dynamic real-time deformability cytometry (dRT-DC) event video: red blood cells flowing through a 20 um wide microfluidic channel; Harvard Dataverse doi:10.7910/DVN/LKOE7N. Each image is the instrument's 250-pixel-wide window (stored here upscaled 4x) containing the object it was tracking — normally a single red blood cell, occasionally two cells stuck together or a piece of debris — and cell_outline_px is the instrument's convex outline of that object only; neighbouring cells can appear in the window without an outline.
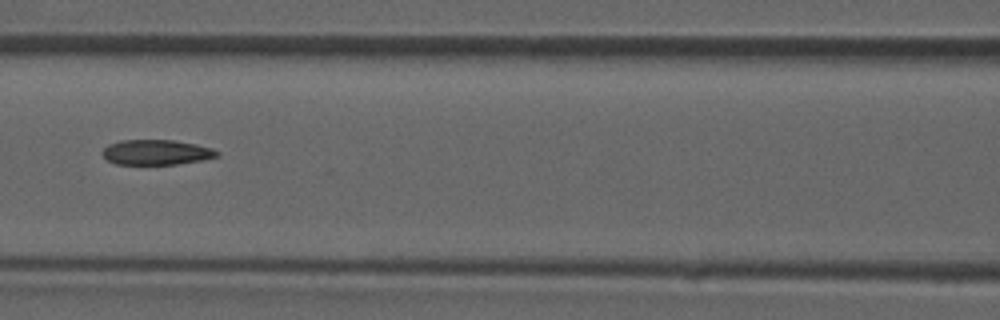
{"species": "common noctule bat (a hibernating species)", "species_latin": "Nyctalus noctula", "temperature_condition": "room temperature", "stored_images_in_passage": 47, "camera_frame_rate_fps": 3000, "um_per_image_px": 0.085, "animal": {"sex": "male", "forearm_length_mm": 52.5}, "frame": {"image": 1, "passage_image": 21, "time_ms": 6.667, "image_size_px": [1000, 320], "cell_outline_px": [[220, 156], [200, 160], [176, 164], [116, 164], [108, 160], [100, 152], [108, 144], [120, 140], [172, 140], [196, 144], [212, 148], [220, 152]], "centroid_in_image_um": [13.28, 12.94], "position_along_channel_um": 153.3, "area_um2": 16.76}}